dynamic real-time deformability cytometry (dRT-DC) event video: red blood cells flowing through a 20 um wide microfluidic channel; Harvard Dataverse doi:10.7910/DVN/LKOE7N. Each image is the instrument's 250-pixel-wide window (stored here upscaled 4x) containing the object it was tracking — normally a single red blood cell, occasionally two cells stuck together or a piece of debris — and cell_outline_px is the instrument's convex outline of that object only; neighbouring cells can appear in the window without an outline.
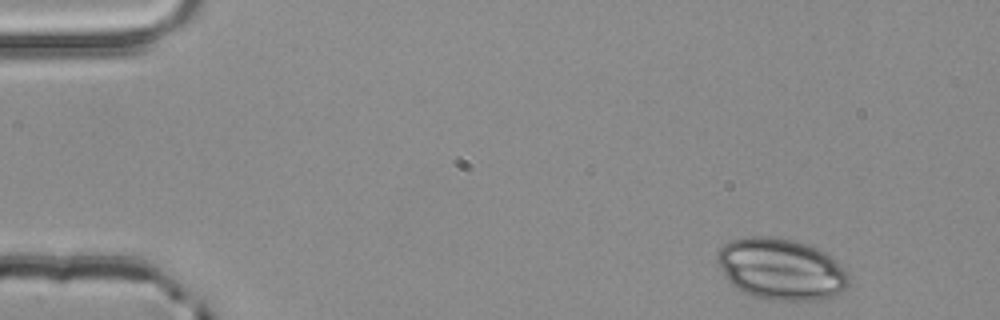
{"species": "common noctule bat (a hibernating species)", "species_latin": "Nyctalus noctula", "temperature_condition": "room temperature", "stored_images_in_passage": 4, "camera_frame_rate_fps": 3000, "um_per_image_px": 0.085, "animal": {"sex": "male", "body_mass_g": 20.4}, "frame": {"image": 1, "passage_image": 1, "time_ms": 0.0, "image_size_px": [1000, 320], "cell_outline_px": [[848, 288], [836, 296], [820, 300], [768, 300], [752, 296], [736, 288], [724, 276], [716, 260], [716, 252], [724, 244], [732, 240], [748, 236], [768, 236], [792, 240], [816, 248], [824, 252], [836, 260], [848, 276]], "centroid_in_image_um": [66.37, 22.89], "position_along_channel_um": 18.6, "area_um2": 47.22}}